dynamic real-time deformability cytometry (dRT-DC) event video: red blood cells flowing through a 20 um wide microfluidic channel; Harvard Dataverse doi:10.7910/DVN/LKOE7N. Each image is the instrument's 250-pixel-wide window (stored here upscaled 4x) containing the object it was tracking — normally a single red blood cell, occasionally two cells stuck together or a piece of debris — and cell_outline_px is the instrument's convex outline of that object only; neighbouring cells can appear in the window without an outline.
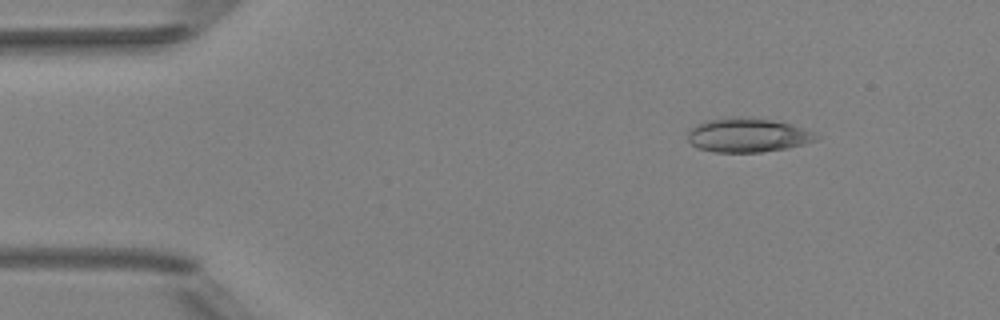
{"species": "Egyptian fruit bat (a non-hibernating species)", "species_latin": "Rousettus aegyptiacus", "temperature_condition": "room temperature", "stored_images_in_passage": 6, "camera_frame_rate_fps": 3000, "um_per_image_px": 0.085, "animal": {"sex": "female"}, "frame": {"image": 1, "passage_image": 6, "time_ms": 5.667, "image_size_px": [1000, 320], "cell_outline_px": [[820, 136], [816, 140], [804, 144], [784, 148], [760, 152], [712, 152], [700, 148], [692, 144], [688, 140], [688, 132], [696, 124], [704, 120], [728, 116], [752, 116], [792, 124], [812, 132]], "centroid_in_image_um": [63.52, 11.46], "position_along_channel_um": 21.5, "area_um2": 25.72}}